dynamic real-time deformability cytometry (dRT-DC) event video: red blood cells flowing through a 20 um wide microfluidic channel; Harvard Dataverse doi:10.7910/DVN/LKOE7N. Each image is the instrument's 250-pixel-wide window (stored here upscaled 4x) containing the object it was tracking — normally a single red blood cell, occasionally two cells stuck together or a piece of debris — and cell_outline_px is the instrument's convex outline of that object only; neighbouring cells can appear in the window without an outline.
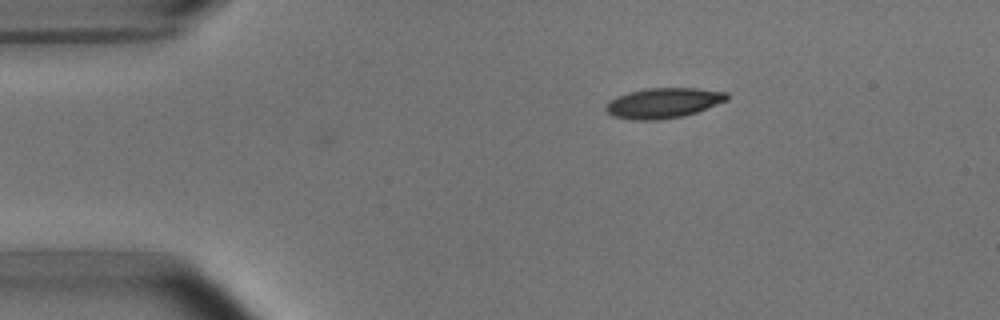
{"species": "common noctule bat (a hibernating species)", "species_latin": "Nyctalus noctula", "temperature_condition": "room temperature", "stored_images_in_passage": 3, "camera_frame_rate_fps": 3000, "um_per_image_px": 0.085, "animal": {"sex": "male", "body_mass_g": 15.6}, "frame": {"image": 1, "passage_image": 3, "time_ms": 2.667, "image_size_px": [1000, 320], "cell_outline_px": [[728, 100], [696, 112], [684, 116], [660, 120], [636, 120], [612, 116], [604, 108], [612, 100], [628, 92], [648, 88], [696, 88], [728, 92]], "centroid_in_image_um": [56.42, 8.76], "position_along_channel_um": 28.6, "area_um2": 21.15}}